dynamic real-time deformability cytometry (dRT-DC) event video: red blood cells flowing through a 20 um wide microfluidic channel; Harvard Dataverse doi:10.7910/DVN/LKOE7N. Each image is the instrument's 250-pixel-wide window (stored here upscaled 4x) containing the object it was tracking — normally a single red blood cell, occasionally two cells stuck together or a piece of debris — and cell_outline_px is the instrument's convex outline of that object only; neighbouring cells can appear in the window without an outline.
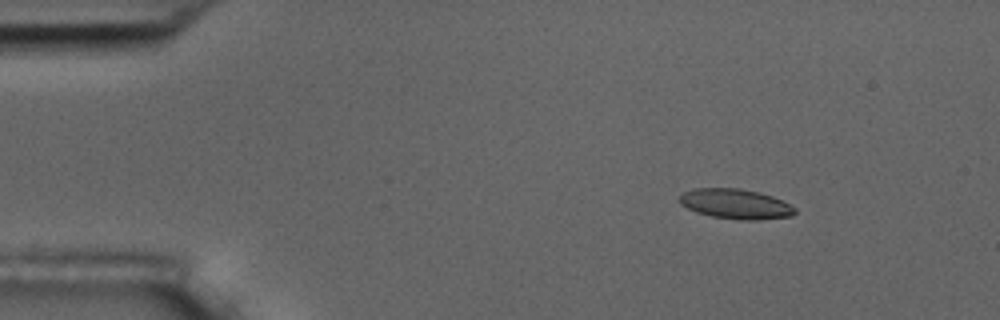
{"species": "common noctule bat (a hibernating species)", "species_latin": "Nyctalus noctula", "temperature_condition": "room temperature", "stored_images_in_passage": 7, "camera_frame_rate_fps": 3000, "um_per_image_px": 0.085, "animal": {"sex": "male", "body_mass_g": 17.5, "forearm_length_mm": 52.3}, "frame": {"image": 1, "passage_image": 3, "time_ms": 2.333, "image_size_px": [1000, 320], "cell_outline_px": [[796, 212], [792, 216], [760, 220], [740, 220], [712, 216], [696, 212], [680, 204], [676, 200], [684, 192], [696, 188], [740, 188], [760, 192], [772, 196], [796, 208]], "centroid_in_image_um": [62.51, 17.33], "position_along_channel_um": 22.5, "area_um2": 20.23}}
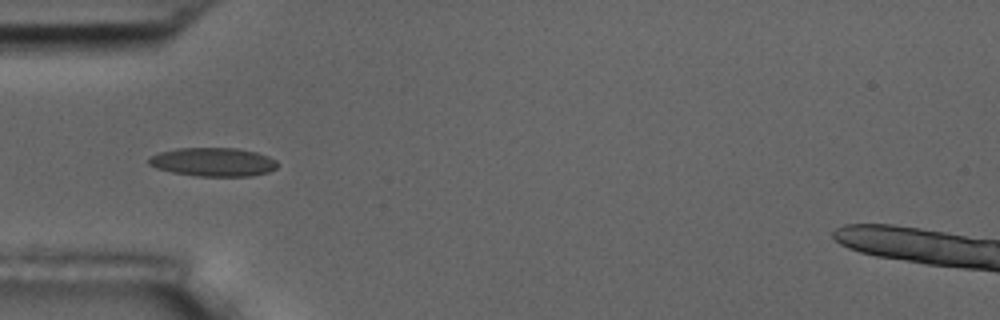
{"frame": {"image": 2, "passage_image": 6, "time_ms": 5.667, "image_size_px": [1000, 320], "cell_outline_px": [[280, 164], [276, 168], [268, 172], [252, 176], [196, 176], [172, 172], [156, 168], [148, 164], [148, 160], [152, 156], [160, 152], [176, 148], [236, 148], [256, 152], [268, 156], [276, 160]], "centroid_in_image_um": [18.14, 13.77], "position_along_channel_um": 66.9, "area_um2": 21.56}}